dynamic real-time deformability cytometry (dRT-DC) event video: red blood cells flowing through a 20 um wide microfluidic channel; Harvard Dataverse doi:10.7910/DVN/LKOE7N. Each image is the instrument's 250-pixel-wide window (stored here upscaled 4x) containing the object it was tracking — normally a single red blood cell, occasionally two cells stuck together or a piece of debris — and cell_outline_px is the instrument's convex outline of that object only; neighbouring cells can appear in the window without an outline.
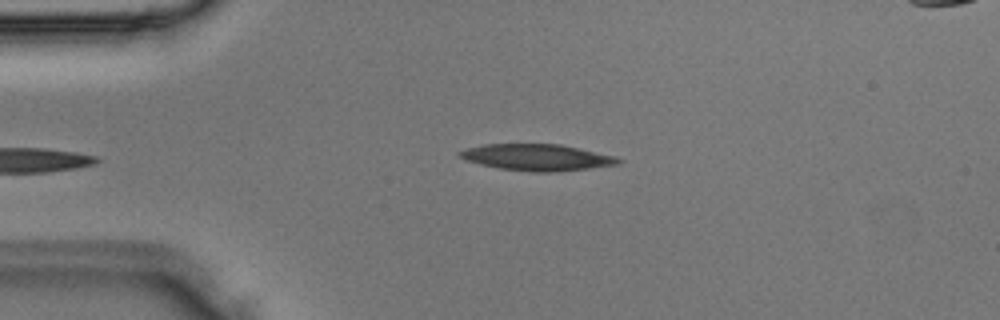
{"species": "Egyptian fruit bat (a non-hibernating species)", "species_latin": "Rousettus aegyptiacus", "temperature_condition": "room temperature", "stored_images_in_passage": 3, "camera_frame_rate_fps": 3000, "um_per_image_px": 0.085, "animal": {"sex": "male"}, "frame": {"image": 1, "passage_image": 3, "time_ms": 0.667, "image_size_px": [1000, 320], "cell_outline_px": [[624, 160], [620, 164], [556, 172], [532, 172], [500, 168], [480, 164], [468, 160], [460, 156], [456, 152], [468, 148], [484, 144], [560, 144], [616, 156]], "centroid_in_image_um": [45.69, 13.37], "position_along_channel_um": 39.3, "area_um2": 24.33}}